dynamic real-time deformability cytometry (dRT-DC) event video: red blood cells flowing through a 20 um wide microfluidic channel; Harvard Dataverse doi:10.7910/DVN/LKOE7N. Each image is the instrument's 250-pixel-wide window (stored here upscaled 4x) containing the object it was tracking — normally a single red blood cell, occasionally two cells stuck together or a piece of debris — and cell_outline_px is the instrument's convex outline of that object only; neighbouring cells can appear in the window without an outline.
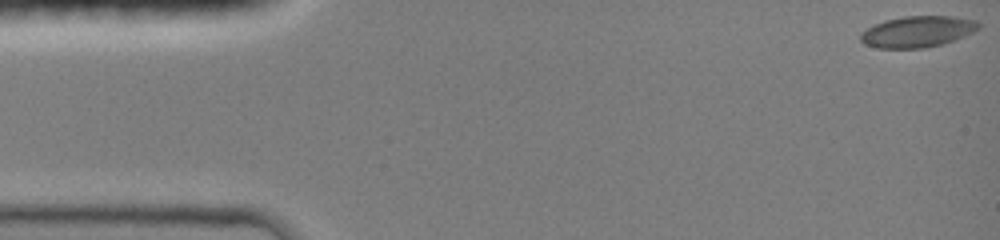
{"species": "common noctule bat (a hibernating species)", "species_latin": "Nyctalus noctula", "temperature_condition": "room temperature", "stored_images_in_passage": 19, "camera_frame_rate_fps": 3000, "um_per_image_px": 0.085, "animal": {"sex": "female", "body_mass_g": 19.0, "forearm_length_mm": 51.5}, "frame": {"image": 1, "passage_image": 1, "time_ms": 0.0, "image_size_px": [1000, 240], "cell_outline_px": [[980, 28], [964, 36], [944, 44], [924, 48], [876, 48], [864, 44], [860, 40], [860, 32], [884, 20], [904, 16], [952, 16], [976, 20], [980, 24]], "centroid_in_image_um": [77.98, 2.69], "position_along_channel_um": 7.0, "area_um2": 21.56}}
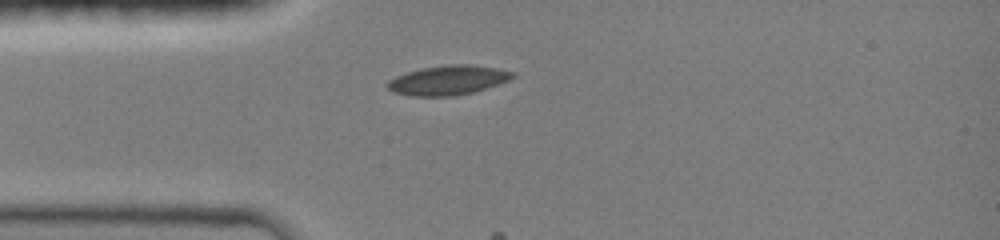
{"frame": {"image": 2, "passage_image": 13, "time_ms": 3.667, "image_size_px": [1000, 240], "cell_outline_px": [[516, 76], [508, 80], [472, 92], [452, 96], [412, 96], [392, 92], [384, 84], [388, 80], [396, 76], [420, 68], [452, 64], [468, 64], [496, 68], [516, 72]], "centroid_in_image_um": [38.04, 6.81], "position_along_channel_um": 47.0, "area_um2": 21.39}}